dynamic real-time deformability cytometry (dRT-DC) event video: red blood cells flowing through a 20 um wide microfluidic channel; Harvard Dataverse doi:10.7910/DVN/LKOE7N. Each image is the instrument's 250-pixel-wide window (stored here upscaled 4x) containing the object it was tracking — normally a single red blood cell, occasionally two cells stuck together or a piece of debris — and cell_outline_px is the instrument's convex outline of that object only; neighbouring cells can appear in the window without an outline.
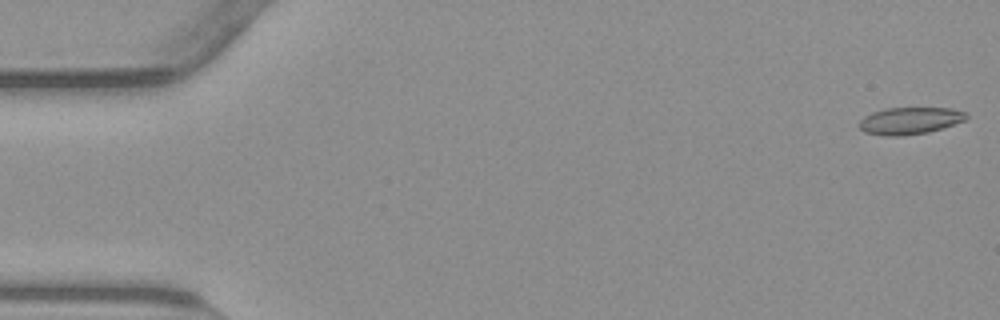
{"species": "common noctule bat (a hibernating species)", "species_latin": "Nyctalus noctula", "temperature_condition": "warm", "stored_images_in_passage": 54, "camera_frame_rate_fps": 3000, "um_per_image_px": 0.085, "animal": {"sex": "male", "body_mass_g": 23.1, "forearm_length_mm": 52.7}, "frame": {"image": 1, "passage_image": 1, "time_ms": 0.0, "image_size_px": [1000, 320], "cell_outline_px": [[968, 116], [964, 120], [928, 132], [900, 136], [884, 136], [864, 132], [860, 128], [860, 120], [864, 116], [872, 112], [884, 108], [952, 108], [968, 112]], "centroid_in_image_um": [77.32, 10.25], "position_along_channel_um": 7.7, "area_um2": 16.82}}
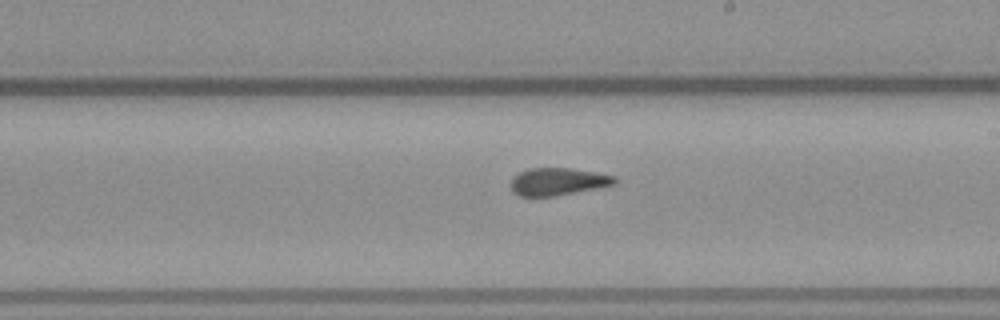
{"frame": {"image": 2, "passage_image": 31, "time_ms": 10.0, "image_size_px": [1000, 320], "cell_outline_px": [[616, 184], [556, 196], [520, 196], [512, 192], [512, 176], [528, 168], [568, 168], [596, 172], [616, 176]], "centroid_in_image_um": [47.41, 15.43], "position_along_channel_um": 241.6, "area_um2": 16.59}}
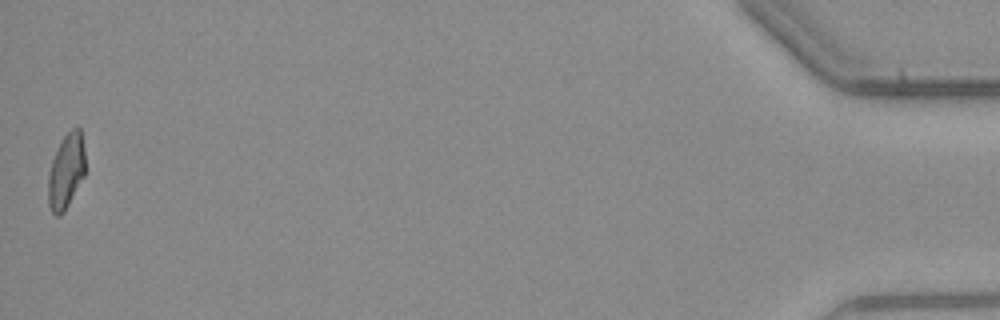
{"frame": {"image": 3, "passage_image": 54, "time_ms": 17.667, "image_size_px": [1000, 320], "cell_outline_px": [[84, 176], [64, 212], [60, 216], [56, 216], [52, 212], [48, 204], [48, 176], [52, 160], [64, 136], [72, 128], [80, 128], [84, 148]], "centroid_in_image_um": [5.61, 14.59], "position_along_channel_um": 429.6, "area_um2": 15.95}, "authors_computed_cell_mechanics": {"area_um2": 17.2822, "velocity_mm_per_s": 3.8016, "shape_relaxation_time_tau1_ms": null, "shape_relaxation_time_tau2_ms": 1.4174, "deformation_change_tau1": null, "deformation_change_tau2": 0.0873}}